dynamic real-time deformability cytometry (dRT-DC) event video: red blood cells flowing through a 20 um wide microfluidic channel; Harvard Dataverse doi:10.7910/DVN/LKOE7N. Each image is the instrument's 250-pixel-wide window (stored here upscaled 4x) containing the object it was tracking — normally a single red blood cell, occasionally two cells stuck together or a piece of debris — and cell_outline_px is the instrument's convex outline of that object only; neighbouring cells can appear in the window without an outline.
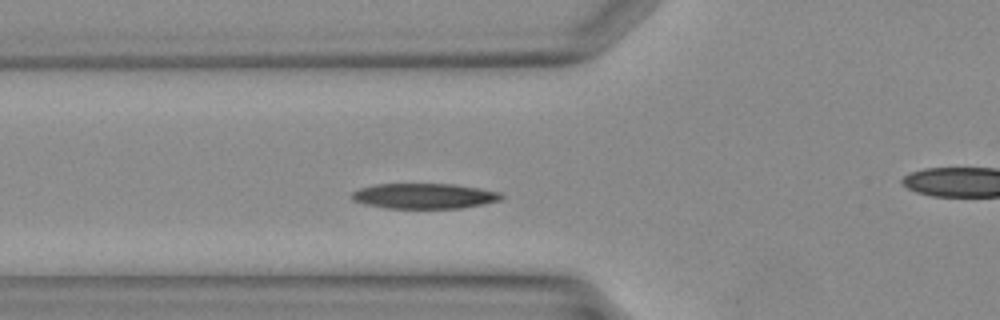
{"species": "Egyptian fruit bat (a non-hibernating species)", "species_latin": "Rousettus aegyptiacus", "temperature_condition": "warm", "stored_images_in_passage": 16, "camera_frame_rate_fps": 3000, "um_per_image_px": 0.085, "animal": {"sex": "female"}, "frame": {"image": 1, "passage_image": 10, "time_ms": 3.0, "image_size_px": [1000, 320], "cell_outline_px": [[504, 196], [500, 200], [460, 208], [384, 208], [364, 204], [352, 200], [352, 192], [360, 188], [376, 184], [456, 184], [500, 192]], "centroid_in_image_um": [36.03, 16.66], "position_along_channel_um": 89.8, "area_um2": 21.96}}
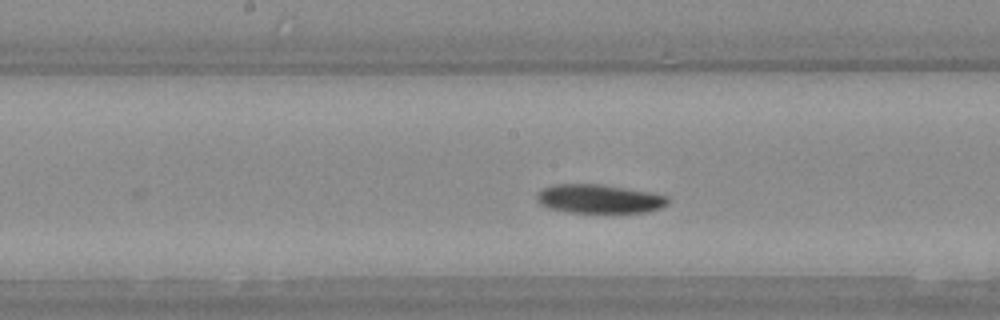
{"frame": {"image": 2, "passage_image": 16, "time_ms": 5.0, "image_size_px": [1000, 320], "cell_outline_px": [[668, 204], [660, 208], [644, 212], [568, 212], [548, 208], [540, 204], [536, 200], [536, 192], [552, 184], [600, 184], [648, 192], [668, 196]], "centroid_in_image_um": [50.87, 16.9], "position_along_channel_um": 197.3, "area_um2": 21.91}}